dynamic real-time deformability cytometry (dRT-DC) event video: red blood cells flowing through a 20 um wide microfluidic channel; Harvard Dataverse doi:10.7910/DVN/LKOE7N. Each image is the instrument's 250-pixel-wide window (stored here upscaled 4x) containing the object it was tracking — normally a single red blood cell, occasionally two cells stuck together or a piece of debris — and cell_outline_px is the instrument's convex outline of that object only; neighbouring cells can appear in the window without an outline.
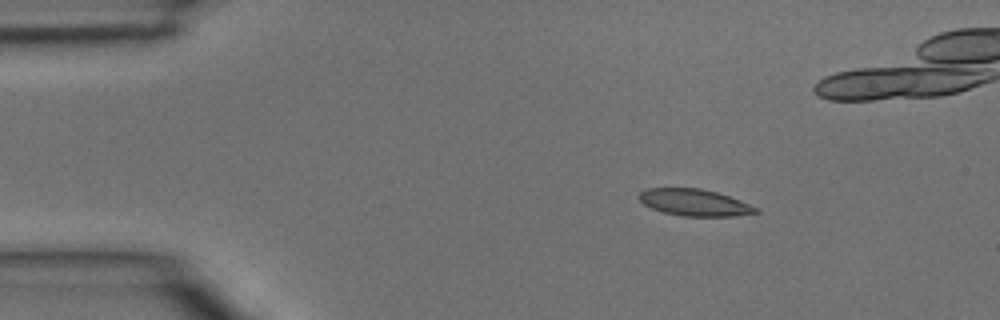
{"species": "common noctule bat (a hibernating species)", "species_latin": "Nyctalus noctula", "temperature_condition": "room temperature", "stored_images_in_passage": 4, "camera_frame_rate_fps": 3000, "um_per_image_px": 0.085, "animal": {"sex": "male", "body_mass_g": 15.6}, "frame": {"image": 1, "passage_image": 1, "time_ms": 0.0, "image_size_px": [1000, 320], "cell_outline_px": [[760, 212], [732, 216], [680, 216], [664, 212], [652, 208], [644, 204], [636, 196], [644, 188], [700, 188], [716, 192], [740, 200], [760, 208]], "centroid_in_image_um": [59.02, 17.21], "position_along_channel_um": 26.0, "area_um2": 18.26}}
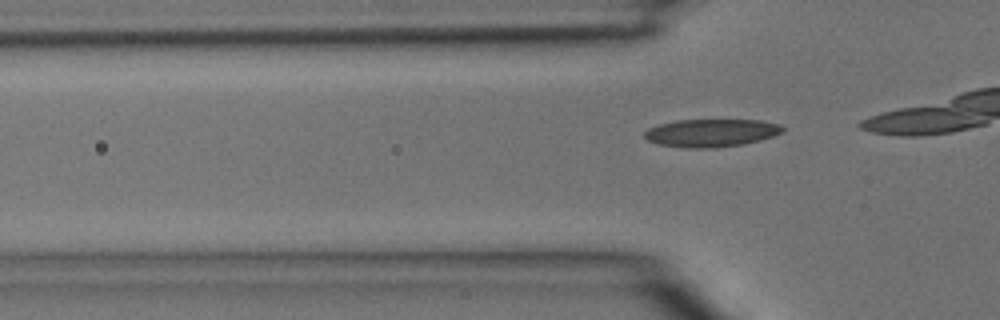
{"frame": {"image": 2, "passage_image": 4, "time_ms": 1.0, "image_size_px": [1000, 320], "cell_outline_px": [[784, 132], [760, 140], [744, 144], [716, 148], [684, 148], [656, 144], [648, 140], [644, 136], [644, 132], [648, 128], [660, 124], [676, 120], [760, 120], [780, 124], [784, 128]], "centroid_in_image_um": [60.45, 11.3], "position_along_channel_um": 65.4, "area_um2": 22.6}}